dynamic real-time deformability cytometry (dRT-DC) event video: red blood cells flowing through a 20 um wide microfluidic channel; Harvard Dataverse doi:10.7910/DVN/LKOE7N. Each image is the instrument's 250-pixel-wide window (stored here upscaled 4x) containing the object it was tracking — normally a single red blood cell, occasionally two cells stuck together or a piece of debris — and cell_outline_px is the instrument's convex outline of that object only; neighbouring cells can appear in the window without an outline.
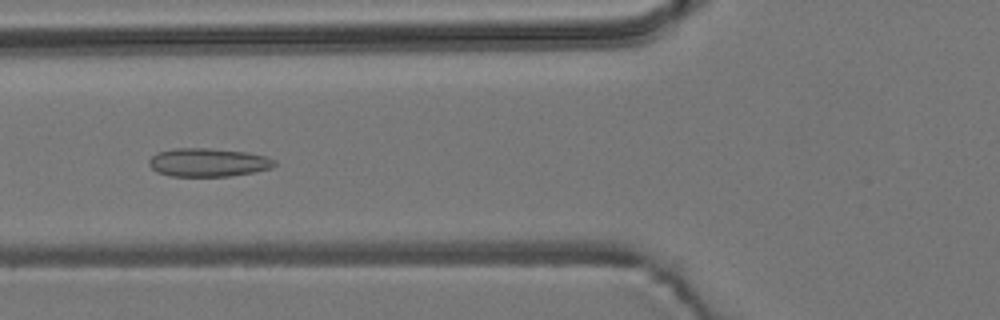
{"species": "common noctule bat (a hibernating species)", "species_latin": "Nyctalus noctula", "temperature_condition": "room temperature", "stored_images_in_passage": 7, "camera_frame_rate_fps": 3000, "um_per_image_px": 0.085, "animal": {"sex": "male", "body_mass_g": 19.2, "forearm_length_mm": 51.8}, "frame": {"image": 1, "passage_image": 5, "time_ms": 5.333, "image_size_px": [1000, 320], "cell_outline_px": [[276, 164], [272, 168], [252, 172], [228, 176], [172, 176], [156, 172], [148, 164], [148, 160], [156, 152], [172, 148], [208, 148], [248, 152], [264, 156], [276, 160]], "centroid_in_image_um": [17.66, 13.8], "position_along_channel_um": 108.1, "area_um2": 20.87}}
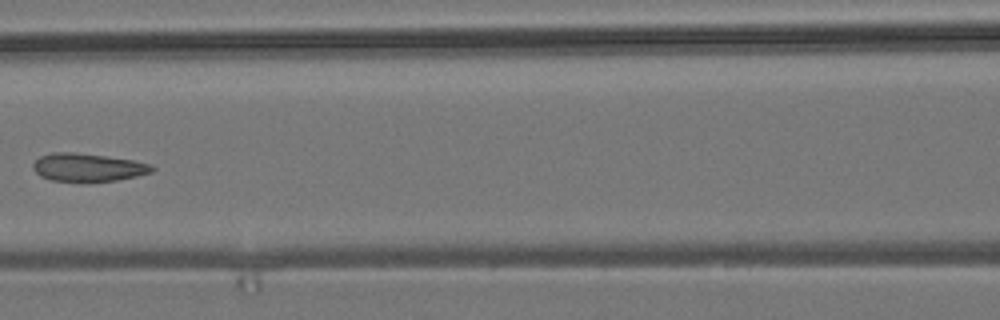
{"frame": {"image": 2, "passage_image": 6, "time_ms": 6.667, "image_size_px": [1000, 320], "cell_outline_px": [[156, 168], [152, 172], [136, 176], [116, 180], [52, 180], [40, 176], [32, 168], [32, 164], [40, 156], [52, 152], [72, 152], [104, 156], [132, 160], [152, 164]], "centroid_in_image_um": [7.47, 14.2], "position_along_channel_um": 159.1, "area_um2": 19.02}}
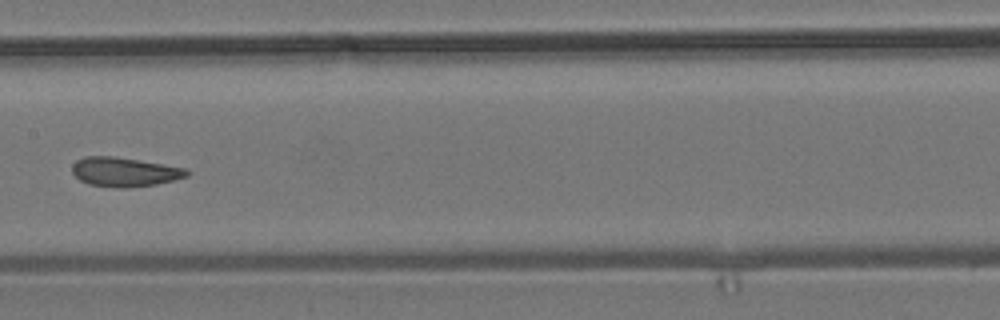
{"frame": {"image": 3, "passage_image": 7, "time_ms": 7.667, "image_size_px": [1000, 320], "cell_outline_px": [[192, 172], [188, 176], [156, 184], [124, 188], [120, 188], [88, 184], [80, 180], [72, 172], [72, 164], [76, 160], [84, 156], [112, 156], [184, 168]], "centroid_in_image_um": [10.54, 14.61], "position_along_channel_um": 196.9, "area_um2": 19.31}}